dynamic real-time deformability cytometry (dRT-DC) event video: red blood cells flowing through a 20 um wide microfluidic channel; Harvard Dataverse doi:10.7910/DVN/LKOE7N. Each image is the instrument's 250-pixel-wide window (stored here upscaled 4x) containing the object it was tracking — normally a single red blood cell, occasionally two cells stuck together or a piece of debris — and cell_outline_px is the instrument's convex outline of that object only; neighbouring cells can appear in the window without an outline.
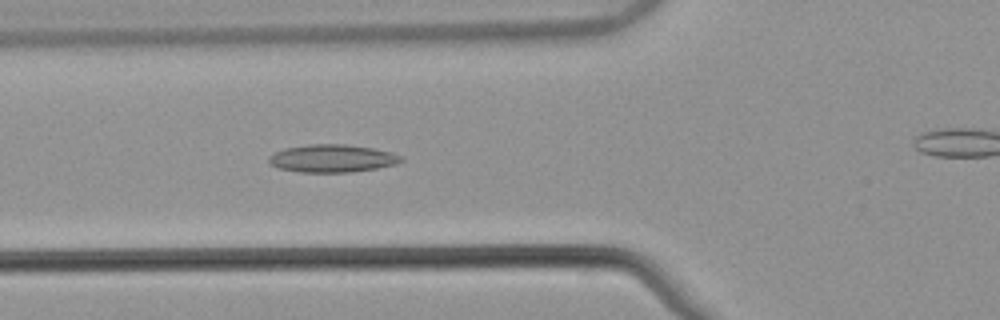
{"species": "common noctule bat (a hibernating species)", "species_latin": "Nyctalus noctula", "temperature_condition": "warm", "stored_images_in_passage": 45, "camera_frame_rate_fps": 3000, "um_per_image_px": 0.085, "animal": {"sex": "male", "body_mass_g": 21.5, "forearm_length_mm": 52.0}, "frame": {"image": 1, "passage_image": 11, "time_ms": 3.333, "image_size_px": [1000, 320], "cell_outline_px": [[404, 160], [396, 164], [376, 168], [348, 172], [300, 172], [276, 168], [268, 164], [268, 156], [284, 148], [308, 144], [344, 144], [372, 148], [392, 152], [400, 156]], "centroid_in_image_um": [28.18, 13.46], "position_along_channel_um": 97.6, "area_um2": 21.44}}
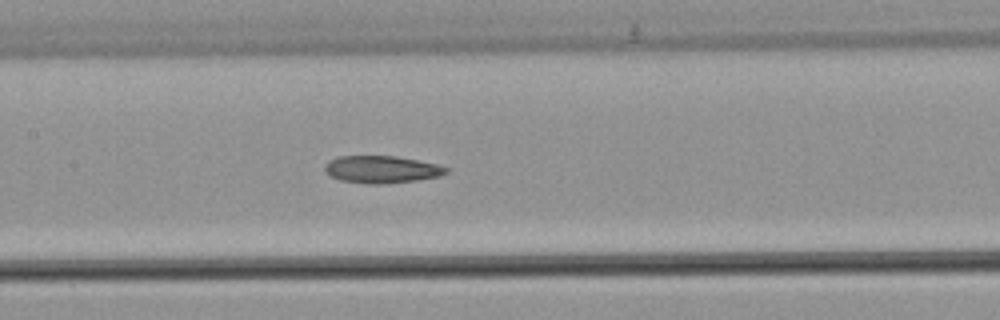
{"frame": {"image": 2, "passage_image": 17, "time_ms": 5.333, "image_size_px": [1000, 320], "cell_outline_px": [[448, 172], [440, 176], [416, 180], [384, 184], [368, 184], [340, 180], [324, 172], [324, 168], [328, 160], [336, 156], [396, 156], [436, 164], [448, 168]], "centroid_in_image_um": [32.4, 14.4], "position_along_channel_um": 175.0, "area_um2": 19.31}}
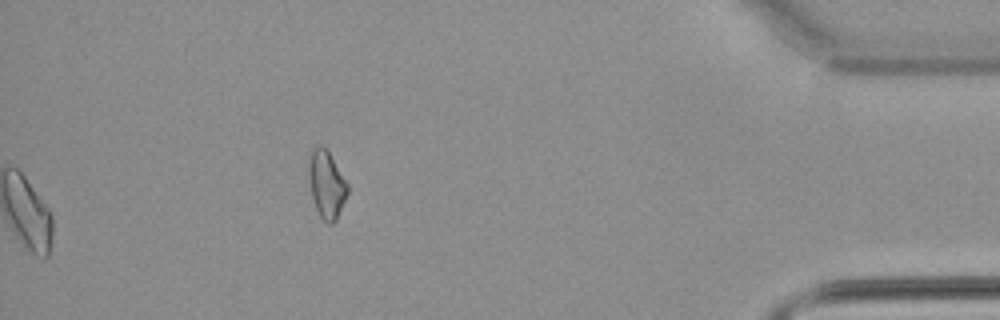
{"frame": {"image": 3, "passage_image": 45, "time_ms": 14.667, "image_size_px": [1000, 320], "cell_outline_px": [[348, 192], [336, 220], [332, 224], [328, 224], [320, 216], [316, 208], [312, 196], [308, 176], [308, 164], [312, 148], [316, 144], [320, 144], [328, 148], [348, 184]], "centroid_in_image_um": [27.75, 15.6], "position_along_channel_um": 407.5, "area_um2": 15.49}, "authors_computed_cell_mechanics": {"area_um2": 19.4786, "velocity_mm_per_s": 3.8557, "shape_relaxation_time_tau1_ms": 11.1776, "shape_relaxation_time_tau2_ms": 6.4294, "deformation_change_tau1": 0.2173, "deformation_change_tau2": 0.1681}}